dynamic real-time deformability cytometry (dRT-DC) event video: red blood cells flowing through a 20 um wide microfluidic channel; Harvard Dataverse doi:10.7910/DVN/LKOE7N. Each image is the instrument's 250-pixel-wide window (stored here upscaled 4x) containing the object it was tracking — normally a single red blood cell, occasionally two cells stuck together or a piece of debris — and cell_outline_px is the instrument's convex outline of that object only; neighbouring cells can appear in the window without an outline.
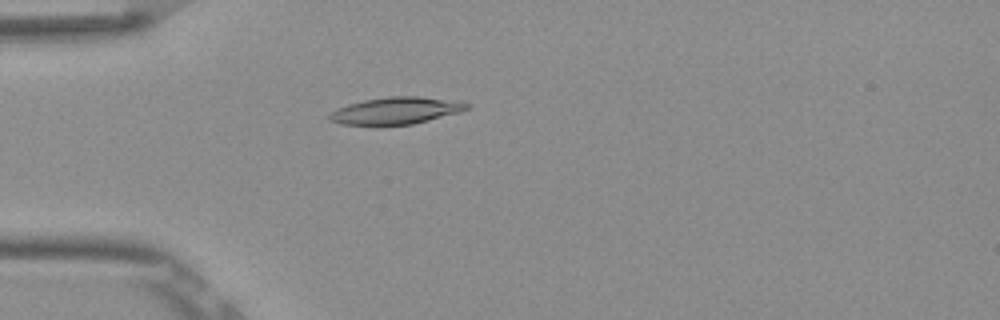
{"species": "Egyptian fruit bat (a non-hibernating species)", "species_latin": "Rousettus aegyptiacus", "temperature_condition": "room temperature", "stored_images_in_passage": 49, "camera_frame_rate_fps": 3000, "um_per_image_px": 0.085, "frame": {"image": 1, "passage_image": 11, "time_ms": 3.333, "image_size_px": [1000, 320], "cell_outline_px": [[472, 108], [460, 112], [412, 124], [380, 128], [340, 124], [328, 120], [328, 116], [336, 108], [348, 104], [364, 100], [388, 96], [420, 96], [460, 100], [472, 104]], "centroid_in_image_um": [33.66, 9.43], "position_along_channel_um": 51.3, "area_um2": 22.77}}
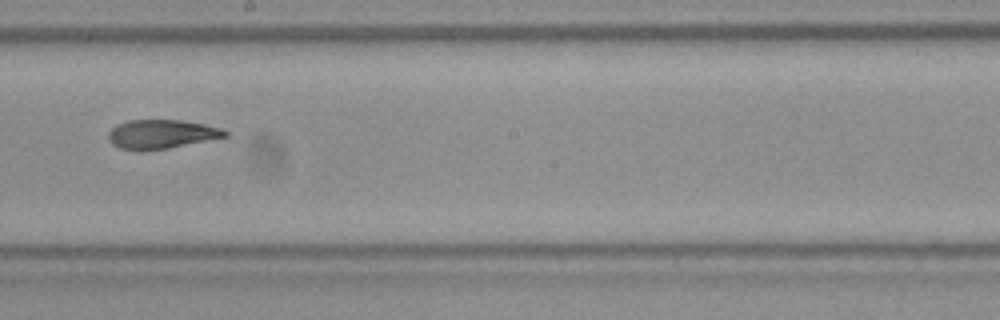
{"frame": {"image": 2, "passage_image": 26, "time_ms": 8.333, "image_size_px": [1000, 320], "cell_outline_px": [[228, 136], [168, 148], [140, 152], [120, 148], [112, 144], [108, 140], [108, 132], [116, 124], [128, 120], [180, 120], [204, 124], [224, 128], [228, 132]], "centroid_in_image_um": [13.69, 11.41], "position_along_channel_um": 234.5, "area_um2": 19.94}}
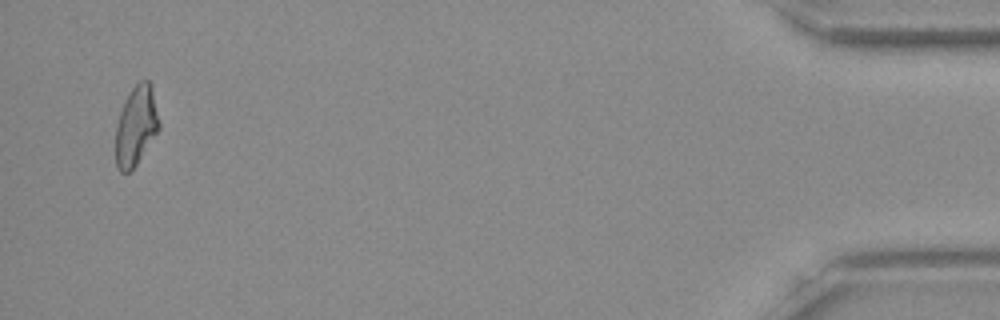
{"frame": {"image": 3, "passage_image": 47, "time_ms": 15.333, "image_size_px": [1000, 320], "cell_outline_px": [[160, 128], [136, 164], [128, 172], [120, 172], [116, 168], [116, 124], [120, 112], [132, 88], [140, 80], [148, 80], [152, 84], [160, 120]], "centroid_in_image_um": [11.58, 10.68], "position_along_channel_um": 423.6, "area_um2": 20.06}, "authors_computed_cell_mechanics": {"area_um2": 20.4612, "velocity_mm_per_s": 3.881, "shape_relaxation_time_tau1_ms": 9.2864, "shape_relaxation_time_tau2_ms": 3.2729, "deformation_change_tau1": 0.2541, "deformation_change_tau2": 0.107}}